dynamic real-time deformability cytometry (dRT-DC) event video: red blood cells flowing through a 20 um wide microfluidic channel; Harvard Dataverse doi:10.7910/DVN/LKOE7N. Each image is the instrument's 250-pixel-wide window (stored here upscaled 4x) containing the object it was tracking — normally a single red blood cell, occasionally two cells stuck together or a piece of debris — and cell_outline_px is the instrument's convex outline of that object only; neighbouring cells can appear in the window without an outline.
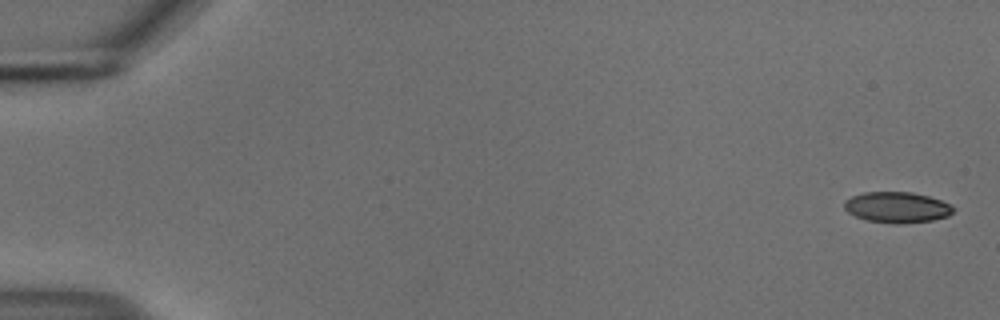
{"species": "common noctule bat (a hibernating species)", "species_latin": "Nyctalus noctula", "temperature_condition": "cold", "stored_images_in_passage": 10, "camera_frame_rate_fps": 3000, "um_per_image_px": 0.085, "animal": {"sex": "male", "body_mass_g": 18.8}, "frame": {"image": 1, "passage_image": 1, "time_ms": 0.0, "image_size_px": [1000, 320], "cell_outline_px": [[956, 208], [948, 216], [932, 220], [904, 224], [896, 224], [864, 220], [848, 212], [844, 208], [844, 200], [852, 196], [864, 192], [912, 192], [928, 196], [940, 200]], "centroid_in_image_um": [76.22, 17.63], "position_along_channel_um": 8.8, "area_um2": 19.65}}
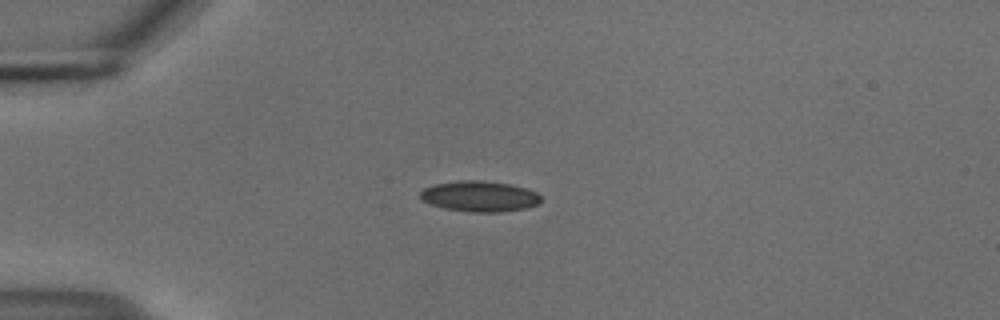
{"frame": {"image": 2, "passage_image": 4, "time_ms": 1.0, "image_size_px": [1000, 320], "cell_outline_px": [[540, 204], [528, 208], [500, 212], [468, 212], [444, 208], [428, 204], [420, 200], [420, 192], [424, 188], [436, 184], [460, 180], [484, 180], [512, 184], [536, 192], [540, 196]], "centroid_in_image_um": [40.76, 16.69], "position_along_channel_um": 44.2, "area_um2": 21.85}}
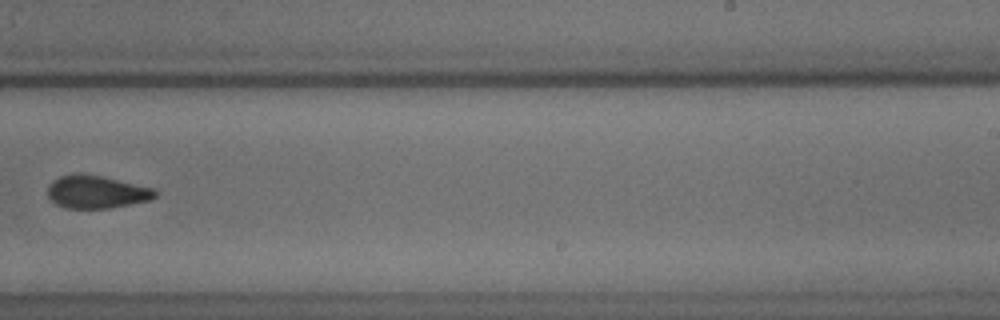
{"frame": {"image": 3, "passage_image": 10, "time_ms": 3.0, "image_size_px": [1000, 320], "cell_outline_px": [[156, 196], [152, 200], [108, 208], [64, 208], [56, 204], [48, 196], [48, 188], [52, 180], [60, 176], [72, 172], [80, 172], [100, 176], [156, 188]], "centroid_in_image_um": [8.19, 16.3], "position_along_channel_um": 280.8, "area_um2": 20.75}}